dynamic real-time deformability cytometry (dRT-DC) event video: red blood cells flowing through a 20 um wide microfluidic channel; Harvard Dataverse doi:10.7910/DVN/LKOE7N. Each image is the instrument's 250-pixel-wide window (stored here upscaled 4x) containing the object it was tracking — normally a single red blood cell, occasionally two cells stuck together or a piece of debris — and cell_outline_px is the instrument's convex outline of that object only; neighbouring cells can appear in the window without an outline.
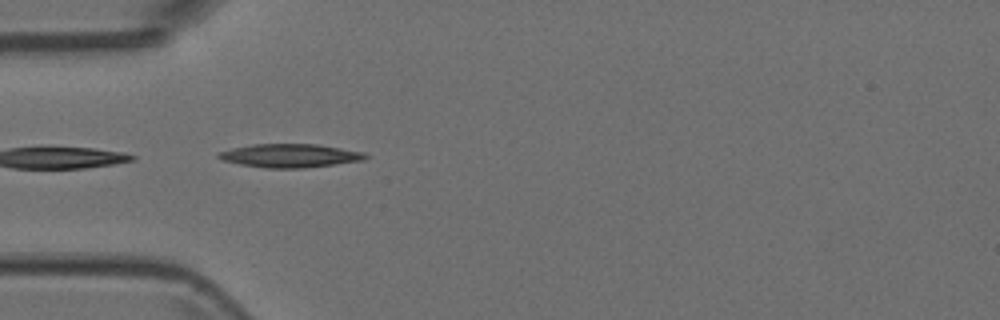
{"species": "Egyptian fruit bat (a non-hibernating species)", "species_latin": "Rousettus aegyptiacus", "temperature_condition": "room temperature", "stored_images_in_passage": 4, "camera_frame_rate_fps": 3000, "um_per_image_px": 0.085, "animal": {"sex": "female"}, "frame": {"image": 1, "passage_image": 3, "time_ms": 0.667, "image_size_px": [1000, 320], "cell_outline_px": [[368, 156], [364, 160], [304, 168], [268, 168], [240, 164], [224, 160], [216, 156], [216, 152], [232, 148], [252, 144], [316, 144], [364, 152]], "centroid_in_image_um": [24.62, 13.22], "position_along_channel_um": 60.4, "area_um2": 20.0}}